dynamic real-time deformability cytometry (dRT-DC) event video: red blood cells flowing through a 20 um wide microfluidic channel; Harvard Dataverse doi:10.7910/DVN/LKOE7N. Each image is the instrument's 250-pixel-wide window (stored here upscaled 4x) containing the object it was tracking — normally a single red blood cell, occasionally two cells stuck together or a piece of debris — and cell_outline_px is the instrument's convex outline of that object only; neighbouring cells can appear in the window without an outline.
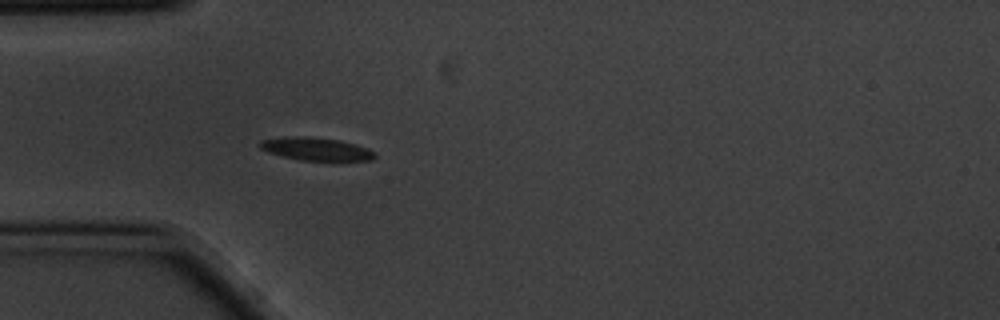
{"species": "common noctule bat (a hibernating species)", "species_latin": "Nyctalus noctula", "temperature_condition": "cold", "stored_images_in_passage": 4, "camera_frame_rate_fps": 3000, "um_per_image_px": 0.085, "animal": {"sex": "male", "body_mass_g": 20.1, "forearm_length_mm": 53.5}, "frame": {"image": 1, "passage_image": 4, "time_ms": 1.0, "image_size_px": [1000, 320], "cell_outline_px": [[376, 156], [372, 160], [300, 160], [268, 152], [260, 148], [260, 140], [284, 136], [304, 136], [340, 140], [368, 148], [376, 152]], "centroid_in_image_um": [26.87, 12.65], "position_along_channel_um": 58.1, "area_um2": 15.26}}